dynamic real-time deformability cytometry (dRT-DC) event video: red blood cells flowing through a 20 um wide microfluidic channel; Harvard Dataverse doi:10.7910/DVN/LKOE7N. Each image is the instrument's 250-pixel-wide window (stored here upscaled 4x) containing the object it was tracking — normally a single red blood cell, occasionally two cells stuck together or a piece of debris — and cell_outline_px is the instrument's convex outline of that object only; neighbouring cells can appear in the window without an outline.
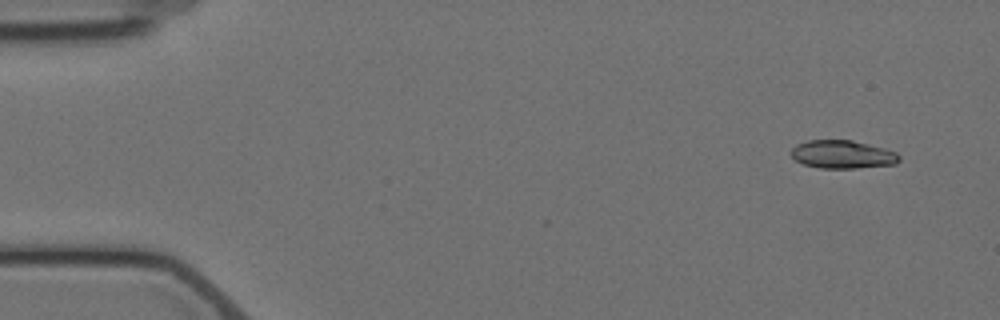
{"species": "Egyptian fruit bat (a non-hibernating species)", "species_latin": "Rousettus aegyptiacus", "temperature_condition": "cold", "stored_images_in_passage": 4, "camera_frame_rate_fps": 3000, "um_per_image_px": 0.085, "animal": {"sex": "female"}, "frame": {"image": 1, "passage_image": 1, "time_ms": 0.0, "image_size_px": [1000, 320], "cell_outline_px": [[900, 160], [896, 164], [856, 168], [820, 168], [804, 164], [796, 160], [792, 156], [792, 148], [796, 144], [808, 140], [852, 140], [884, 148], [896, 152], [900, 156]], "centroid_in_image_um": [71.63, 13.12], "position_along_channel_um": 13.4, "area_um2": 17.69}}
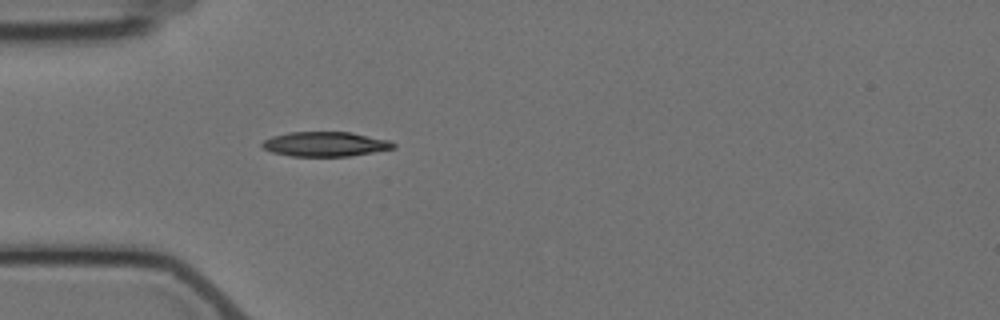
{"frame": {"image": 2, "passage_image": 4, "time_ms": 4.333, "image_size_px": [1000, 320], "cell_outline_px": [[396, 148], [348, 156], [292, 156], [272, 152], [264, 148], [260, 144], [264, 140], [272, 136], [288, 132], [352, 132], [388, 140], [396, 144]], "centroid_in_image_um": [27.64, 12.24], "position_along_channel_um": 57.4, "area_um2": 18.79}}